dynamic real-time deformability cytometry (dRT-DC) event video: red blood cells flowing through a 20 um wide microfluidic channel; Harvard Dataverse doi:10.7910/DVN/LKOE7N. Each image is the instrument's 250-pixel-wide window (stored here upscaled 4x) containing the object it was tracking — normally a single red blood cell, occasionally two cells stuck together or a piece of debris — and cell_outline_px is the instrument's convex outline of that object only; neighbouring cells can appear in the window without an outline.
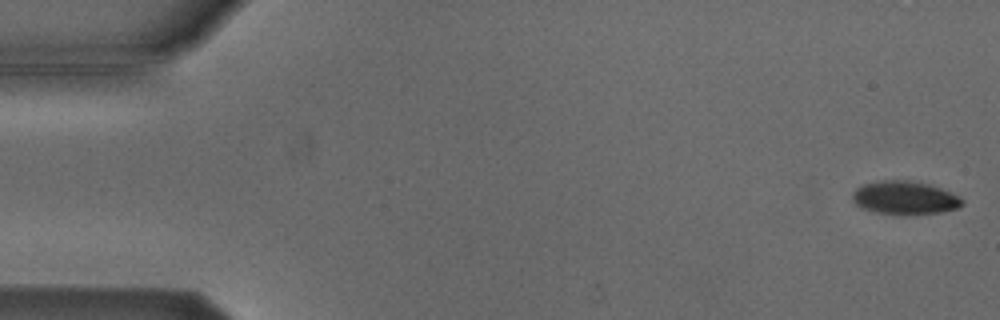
{"species": "Egyptian fruit bat (a non-hibernating species)", "species_latin": "Rousettus aegyptiacus", "temperature_condition": "cold", "stored_images_in_passage": 15, "camera_frame_rate_fps": 3000, "um_per_image_px": 0.085, "animal": {"sex": "male"}, "frame": {"image": 1, "passage_image": 1, "time_ms": 0.0, "image_size_px": [1000, 320], "cell_outline_px": [[964, 204], [956, 208], [940, 212], [876, 212], [864, 208], [856, 204], [852, 200], [852, 192], [856, 188], [864, 184], [884, 180], [908, 180], [928, 184], [940, 188], [964, 200]], "centroid_in_image_um": [76.87, 16.77], "position_along_channel_um": 8.1, "area_um2": 20.35}}
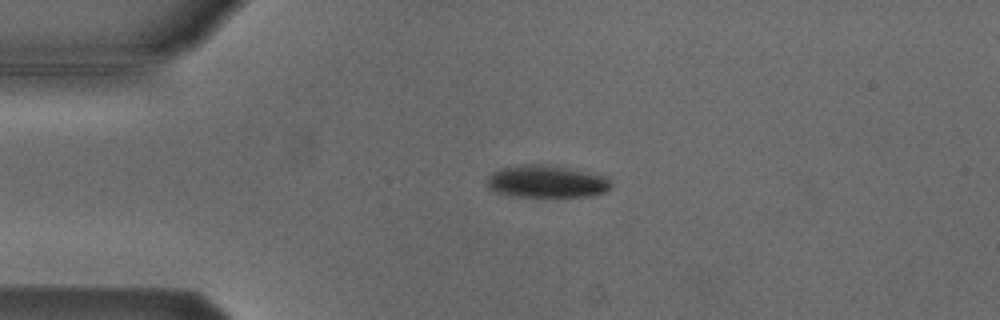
{"frame": {"image": 2, "passage_image": 12, "time_ms": 3.667, "image_size_px": [1000, 320], "cell_outline_px": [[612, 188], [604, 192], [588, 196], [508, 196], [496, 192], [488, 188], [484, 184], [488, 176], [492, 172], [500, 168], [524, 164], [540, 164], [564, 168], [608, 176], [612, 184]], "centroid_in_image_um": [46.41, 15.43], "position_along_channel_um": 38.6, "area_um2": 23.41}}